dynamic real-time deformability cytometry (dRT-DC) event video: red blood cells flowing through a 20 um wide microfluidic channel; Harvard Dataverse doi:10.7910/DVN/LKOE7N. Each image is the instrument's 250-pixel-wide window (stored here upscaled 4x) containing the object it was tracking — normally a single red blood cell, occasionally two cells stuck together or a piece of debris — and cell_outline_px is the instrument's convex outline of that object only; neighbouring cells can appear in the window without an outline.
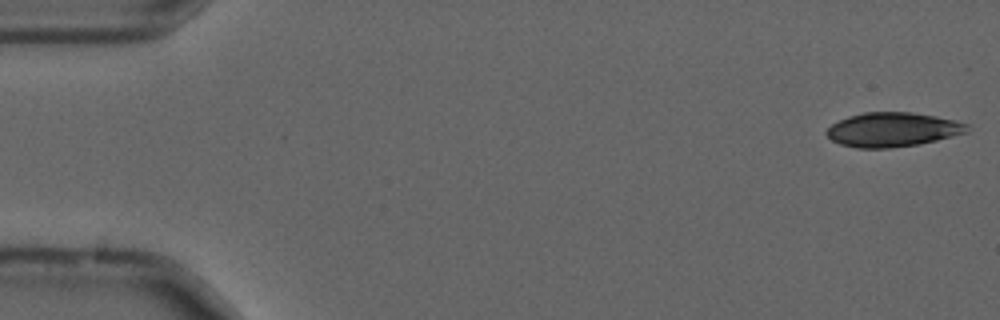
{"species": "common noctule bat (a hibernating species)", "species_latin": "Nyctalus noctula", "temperature_condition": "cold", "stored_images_in_passage": 54, "camera_frame_rate_fps": 3000, "um_per_image_px": 0.085, "animal": {"sex": "male", "forearm_length_mm": 52.5}, "frame": {"image": 1, "passage_image": 1, "time_ms": 0.0, "image_size_px": [1000, 320], "cell_outline_px": [[968, 132], [920, 144], [888, 148], [856, 148], [840, 144], [832, 140], [824, 132], [832, 124], [848, 116], [864, 112], [912, 112], [936, 116], [956, 120], [968, 124]], "centroid_in_image_um": [75.87, 11.01], "position_along_channel_um": 9.1, "area_um2": 28.09}}
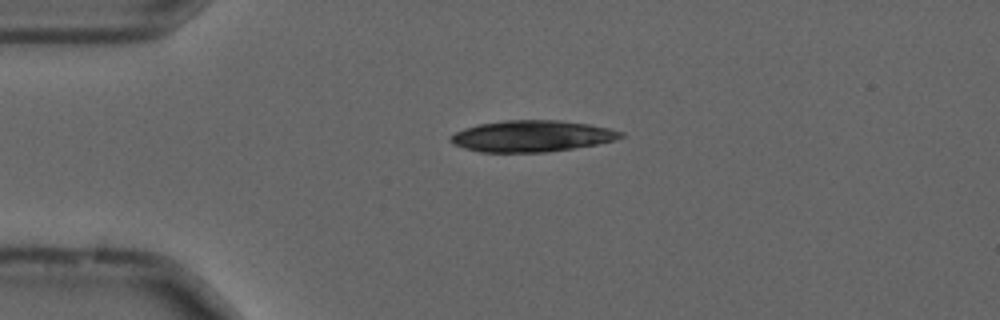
{"frame": {"image": 2, "passage_image": 12, "time_ms": 3.667, "image_size_px": [1000, 320], "cell_outline_px": [[624, 136], [616, 140], [596, 144], [572, 148], [544, 152], [480, 152], [464, 148], [452, 144], [448, 140], [456, 132], [464, 128], [480, 124], [504, 120], [560, 120], [588, 124], [608, 128], [624, 132]], "centroid_in_image_um": [45.2, 11.56], "position_along_channel_um": 39.8, "area_um2": 30.98}}